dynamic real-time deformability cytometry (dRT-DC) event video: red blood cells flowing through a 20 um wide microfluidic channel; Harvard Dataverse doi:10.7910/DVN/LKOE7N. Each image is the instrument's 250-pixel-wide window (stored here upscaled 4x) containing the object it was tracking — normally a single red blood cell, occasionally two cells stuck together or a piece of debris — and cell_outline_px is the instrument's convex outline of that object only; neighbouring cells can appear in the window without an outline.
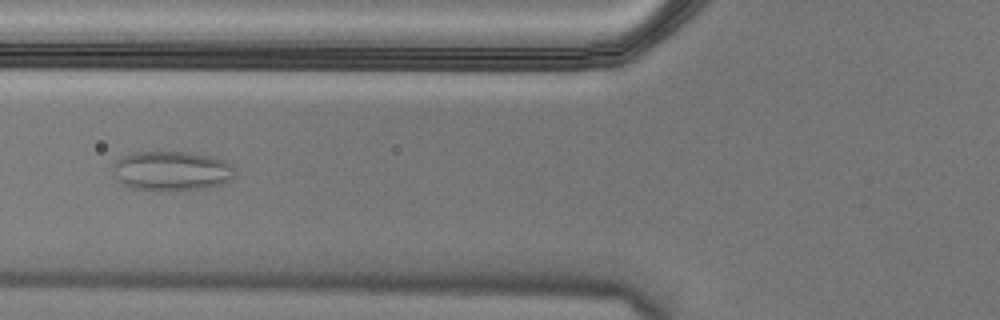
{"species": "Egyptian fruit bat (a non-hibernating species)", "species_latin": "Rousettus aegyptiacus", "temperature_condition": "cold", "stored_images_in_passage": 8, "camera_frame_rate_fps": 3000, "um_per_image_px": 0.085, "animal": {"sex": "male"}, "frame": {"image": 1, "passage_image": 4, "time_ms": 1.0, "image_size_px": [1000, 320], "cell_outline_px": [[236, 176], [232, 180], [220, 184], [204, 188], [128, 188], [116, 180], [112, 176], [112, 164], [120, 156], [128, 152], [188, 152], [208, 156], [224, 160], [232, 164]], "centroid_in_image_um": [14.53, 14.48], "position_along_channel_um": 111.3, "area_um2": 27.92}}
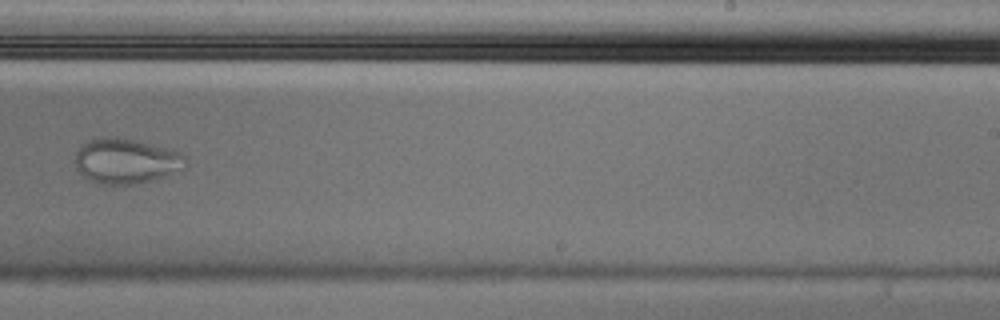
{"frame": {"image": 2, "passage_image": 8, "time_ms": 2.333, "image_size_px": [1000, 320], "cell_outline_px": [[188, 160], [184, 168], [168, 176], [132, 184], [104, 184], [88, 180], [76, 168], [76, 152], [88, 140], [104, 136], [116, 136], [172, 148], [184, 152]], "centroid_in_image_um": [10.78, 13.66], "position_along_channel_um": 278.2, "area_um2": 29.42}}